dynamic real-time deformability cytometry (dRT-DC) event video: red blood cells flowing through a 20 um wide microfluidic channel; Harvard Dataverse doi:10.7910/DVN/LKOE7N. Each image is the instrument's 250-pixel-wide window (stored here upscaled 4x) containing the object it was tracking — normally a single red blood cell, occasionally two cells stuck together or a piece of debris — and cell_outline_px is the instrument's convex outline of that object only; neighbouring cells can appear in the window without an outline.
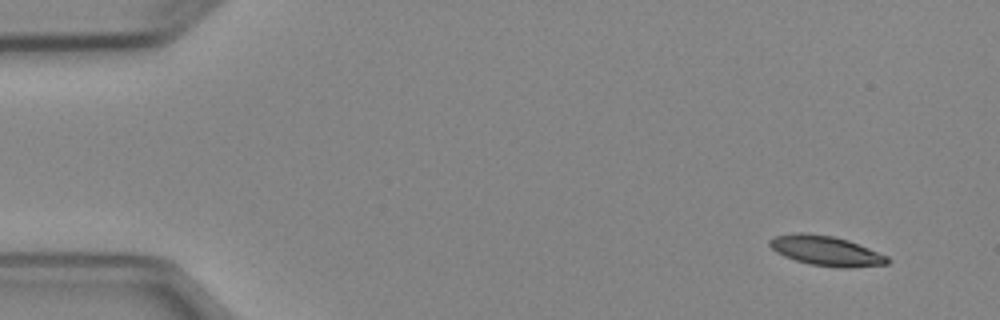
{"species": "Egyptian fruit bat (a non-hibernating species)", "species_latin": "Rousettus aegyptiacus", "temperature_condition": "cold", "stored_images_in_passage": 4, "camera_frame_rate_fps": 3000, "um_per_image_px": 0.085, "animal": {"sex": "female"}, "frame": {"image": 1, "passage_image": 1, "time_ms": 0.0, "image_size_px": [1000, 320], "cell_outline_px": [[892, 260], [888, 264], [852, 268], [840, 268], [812, 264], [796, 260], [784, 256], [776, 252], [768, 244], [768, 240], [776, 236], [800, 232], [804, 232], [832, 236], [848, 240], [888, 256]], "centroid_in_image_um": [70.24, 21.32], "position_along_channel_um": 14.8, "area_um2": 20.46}}
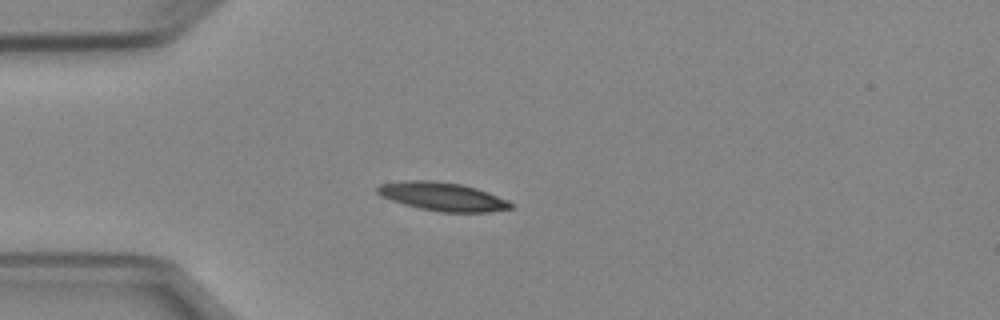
{"frame": {"image": 2, "passage_image": 4, "time_ms": 3.333, "image_size_px": [1000, 320], "cell_outline_px": [[512, 208], [488, 212], [440, 212], [420, 208], [404, 204], [380, 196], [376, 192], [376, 188], [380, 184], [408, 180], [428, 180], [460, 184], [476, 188], [488, 192], [508, 200], [512, 204]], "centroid_in_image_um": [37.6, 16.71], "position_along_channel_um": 47.4, "area_um2": 21.96}}